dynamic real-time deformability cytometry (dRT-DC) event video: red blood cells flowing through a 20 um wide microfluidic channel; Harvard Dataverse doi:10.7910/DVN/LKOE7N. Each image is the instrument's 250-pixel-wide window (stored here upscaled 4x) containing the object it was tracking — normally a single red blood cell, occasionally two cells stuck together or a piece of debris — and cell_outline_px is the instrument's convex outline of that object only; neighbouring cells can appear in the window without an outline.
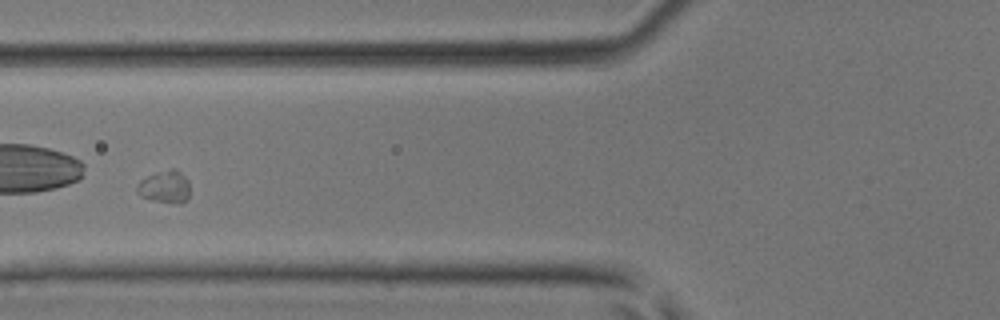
{"species": "common noctule bat (a hibernating species)", "species_latin": "Nyctalus noctula", "temperature_condition": "room temperature", "stored_images_in_passage": 24, "camera_frame_rate_fps": 3000, "um_per_image_px": 0.085, "animal": {"sex": "male", "body_mass_g": 17.9, "forearm_length_mm": 54.2}, "frame": {"image": 1, "passage_image": 14, "time_ms": 4.333, "image_size_px": [1000, 320], "cell_outline_px": [[188, 196], [180, 204], [176, 204], [152, 200], [140, 196], [136, 192], [136, 184], [140, 180], [156, 172], [172, 168], [176, 168], [188, 180]], "centroid_in_image_um": [13.97, 15.87], "position_along_channel_um": 111.8, "area_um2": 10.06}}